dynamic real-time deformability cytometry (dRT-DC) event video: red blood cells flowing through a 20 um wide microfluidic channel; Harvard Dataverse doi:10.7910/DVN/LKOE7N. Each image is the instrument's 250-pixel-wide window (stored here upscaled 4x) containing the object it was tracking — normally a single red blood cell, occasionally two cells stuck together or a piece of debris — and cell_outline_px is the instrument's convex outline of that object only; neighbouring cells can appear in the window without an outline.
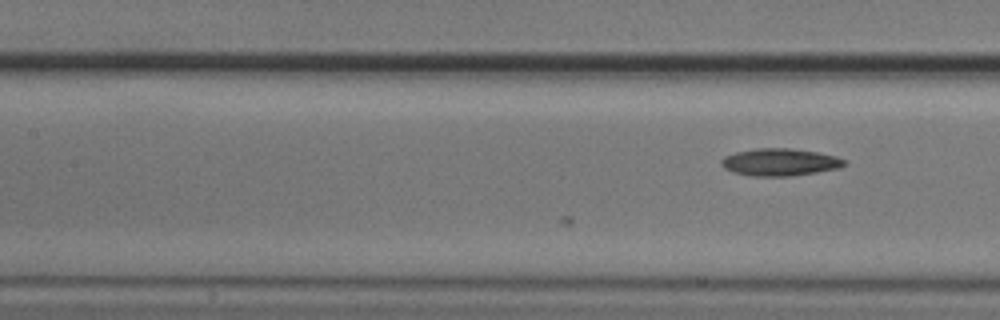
{"species": "common noctule bat (a hibernating species)", "species_latin": "Nyctalus noctula", "temperature_condition": "cold", "stored_images_in_passage": 7, "camera_frame_rate_fps": 3000, "um_per_image_px": 0.085, "animal": {"sex": "male", "body_mass_g": 20.5, "forearm_length_mm": 52.5}, "frame": {"image": 1, "passage_image": 7, "time_ms": 2.0, "image_size_px": [1000, 320], "cell_outline_px": [[848, 164], [840, 168], [792, 176], [752, 176], [732, 172], [724, 168], [720, 164], [720, 160], [724, 156], [736, 152], [756, 148], [788, 148], [816, 152], [836, 156], [848, 160]], "centroid_in_image_um": [66.3, 13.78], "position_along_channel_um": 141.1, "area_um2": 19.77}}